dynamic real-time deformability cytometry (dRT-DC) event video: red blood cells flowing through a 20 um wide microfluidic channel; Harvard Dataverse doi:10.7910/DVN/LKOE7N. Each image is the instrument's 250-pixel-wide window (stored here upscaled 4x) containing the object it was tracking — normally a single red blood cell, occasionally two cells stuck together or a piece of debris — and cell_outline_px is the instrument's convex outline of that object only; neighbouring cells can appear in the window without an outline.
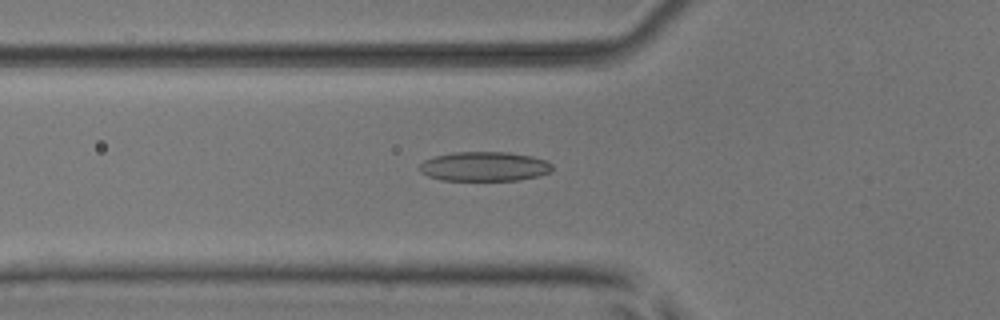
{"species": "common noctule bat (a hibernating species)", "species_latin": "Nyctalus noctula", "temperature_condition": "room temperature", "stored_images_in_passage": 48, "camera_frame_rate_fps": 3000, "um_per_image_px": 0.085, "animal": {"sex": "male", "body_mass_g": 17.9, "forearm_length_mm": 54.2}, "frame": {"image": 1, "passage_image": 14, "time_ms": 4.333, "image_size_px": [1000, 320], "cell_outline_px": [[552, 172], [520, 180], [440, 180], [428, 176], [420, 172], [420, 164], [424, 160], [436, 156], [452, 152], [508, 152], [532, 156], [548, 160], [552, 164]], "centroid_in_image_um": [41.19, 14.14], "position_along_channel_um": 84.6, "area_um2": 22.89}}
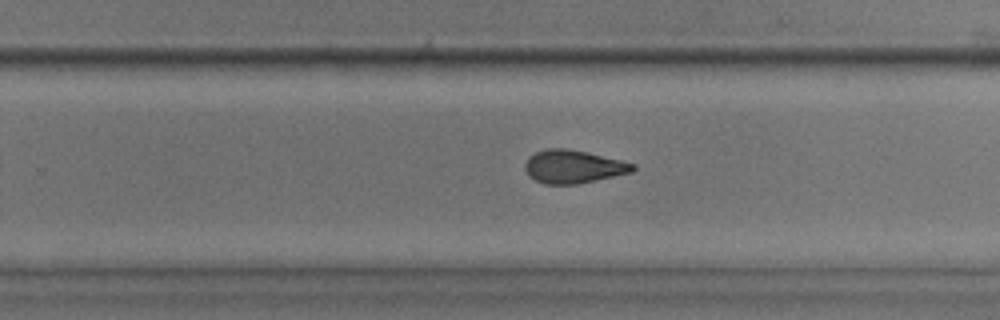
{"frame": {"image": 2, "passage_image": 29, "time_ms": 9.333, "image_size_px": [1000, 320], "cell_outline_px": [[636, 168], [632, 172], [596, 180], [576, 184], [544, 184], [528, 176], [524, 168], [524, 164], [528, 156], [536, 152], [548, 148], [568, 148], [588, 152], [636, 164]], "centroid_in_image_um": [48.7, 14.16], "position_along_channel_um": 281.1, "area_um2": 20.92}}
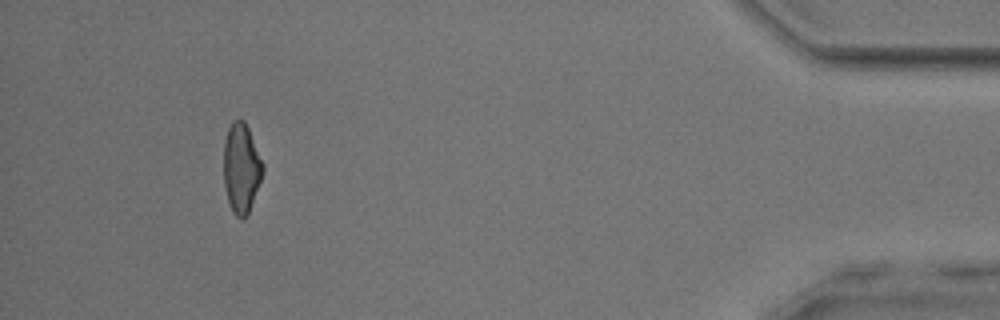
{"frame": {"image": 3, "passage_image": 44, "time_ms": 14.333, "image_size_px": [1000, 320], "cell_outline_px": [[264, 168], [260, 180], [248, 212], [244, 220], [240, 220], [232, 212], [228, 204], [224, 184], [224, 140], [228, 128], [232, 120], [244, 120], [248, 128], [264, 164]], "centroid_in_image_um": [20.49, 14.3], "position_along_channel_um": 414.7, "area_um2": 20.4}}